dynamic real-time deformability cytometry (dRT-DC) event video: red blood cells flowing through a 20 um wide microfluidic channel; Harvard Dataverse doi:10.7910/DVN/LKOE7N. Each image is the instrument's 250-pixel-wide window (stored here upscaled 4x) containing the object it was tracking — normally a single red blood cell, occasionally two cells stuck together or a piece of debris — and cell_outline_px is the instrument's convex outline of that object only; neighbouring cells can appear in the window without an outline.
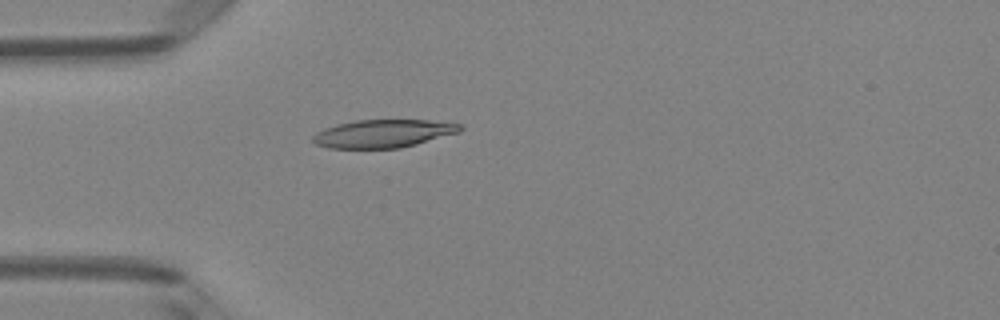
{"species": "Egyptian fruit bat (a non-hibernating species)", "species_latin": "Rousettus aegyptiacus", "temperature_condition": "room temperature", "stored_images_in_passage": 1, "camera_frame_rate_fps": 3000, "um_per_image_px": 0.085, "animal": {"sex": "female"}, "frame": {"image": 1, "passage_image": 1, "time_ms": 0.0, "image_size_px": [1000, 320], "cell_outline_px": [[464, 128], [460, 132], [416, 144], [400, 148], [328, 148], [316, 144], [312, 140], [312, 136], [316, 132], [324, 128], [336, 124], [356, 120], [428, 120], [464, 124]], "centroid_in_image_um": [32.58, 11.35], "position_along_channel_um": 52.4, "area_um2": 24.16}}